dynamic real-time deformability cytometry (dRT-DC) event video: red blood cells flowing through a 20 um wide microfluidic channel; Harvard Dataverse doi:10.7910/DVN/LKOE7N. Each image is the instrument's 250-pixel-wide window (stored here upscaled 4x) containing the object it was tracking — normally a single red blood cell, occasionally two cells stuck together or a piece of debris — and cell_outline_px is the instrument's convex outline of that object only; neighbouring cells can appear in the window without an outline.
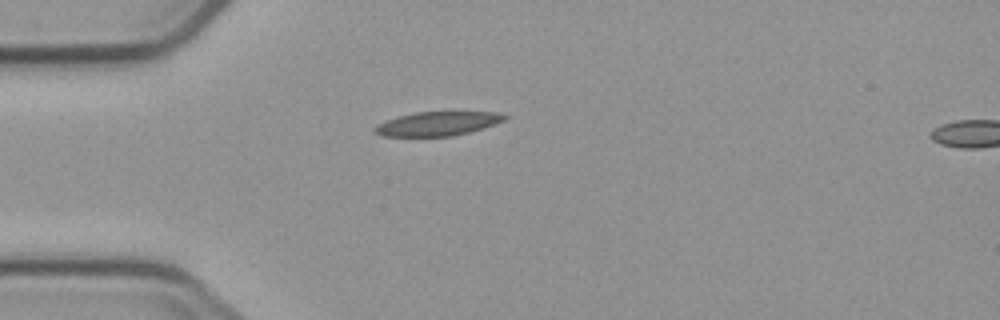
{"species": "common noctule bat (a hibernating species)", "species_latin": "Nyctalus noctula", "temperature_condition": "cold", "stored_images_in_passage": 3, "camera_frame_rate_fps": 3000, "um_per_image_px": 0.085, "animal": {"sex": "male", "body_mass_g": 23.1, "forearm_length_mm": 52.7}, "frame": {"image": 1, "passage_image": 2, "time_ms": 2.0, "image_size_px": [1000, 320], "cell_outline_px": [[508, 116], [504, 120], [468, 132], [452, 136], [380, 136], [372, 132], [372, 128], [376, 124], [396, 116], [416, 112], [452, 108], [496, 112]], "centroid_in_image_um": [37.16, 10.45], "position_along_channel_um": 47.8, "area_um2": 19.25}}